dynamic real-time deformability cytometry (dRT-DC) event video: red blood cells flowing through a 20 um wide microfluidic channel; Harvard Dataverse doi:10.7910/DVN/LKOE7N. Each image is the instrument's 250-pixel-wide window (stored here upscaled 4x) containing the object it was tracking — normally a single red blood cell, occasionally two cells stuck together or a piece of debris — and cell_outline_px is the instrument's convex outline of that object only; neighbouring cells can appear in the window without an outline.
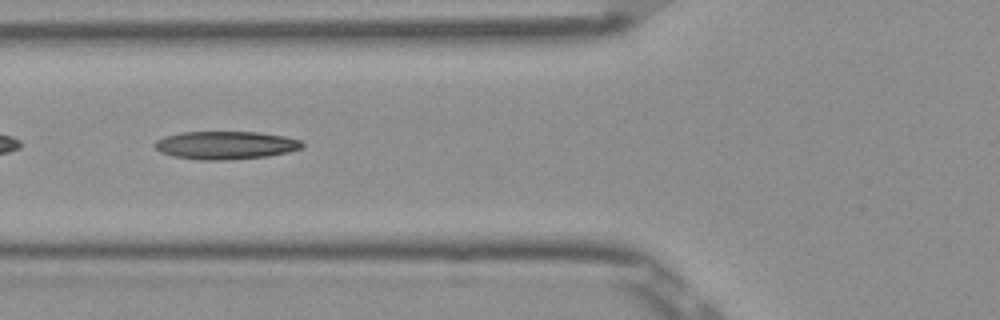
{"species": "Egyptian fruit bat (a non-hibernating species)", "species_latin": "Rousettus aegyptiacus", "temperature_condition": "room temperature", "stored_images_in_passage": 42, "camera_frame_rate_fps": 3000, "um_per_image_px": 0.085, "frame": {"image": 1, "passage_image": 10, "time_ms": 3.0, "image_size_px": [1000, 320], "cell_outline_px": [[304, 144], [300, 148], [288, 152], [268, 156], [224, 160], [200, 160], [172, 156], [160, 152], [152, 144], [156, 140], [164, 136], [180, 132], [256, 132], [284, 136], [300, 140]], "centroid_in_image_um": [19.12, 12.34], "position_along_channel_um": 106.7, "area_um2": 24.1}}
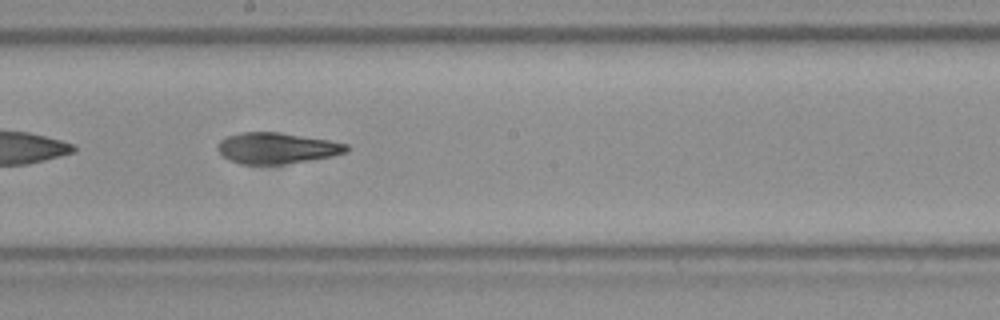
{"frame": {"image": 2, "passage_image": 19, "time_ms": 6.0, "image_size_px": [1000, 320], "cell_outline_px": [[348, 152], [332, 156], [284, 164], [240, 164], [228, 160], [216, 148], [220, 140], [228, 136], [240, 132], [280, 132], [328, 140], [348, 144]], "centroid_in_image_um": [23.51, 12.59], "position_along_channel_um": 224.7, "area_um2": 23.24}}
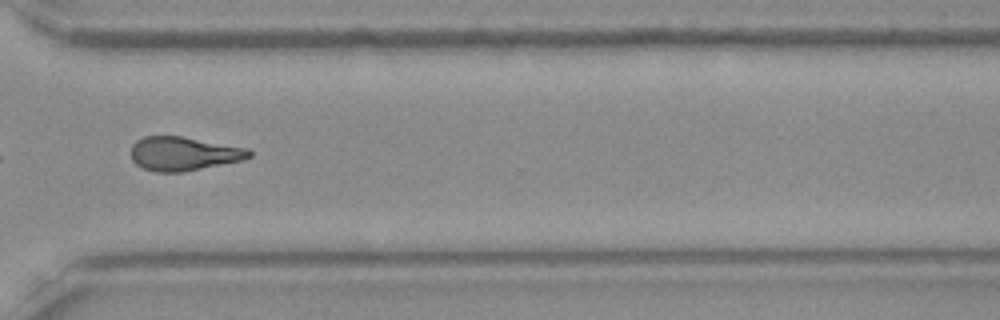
{"frame": {"image": 3, "passage_image": 29, "time_ms": 9.333, "image_size_px": [1000, 320], "cell_outline_px": [[252, 156], [244, 160], [180, 172], [156, 172], [144, 168], [136, 164], [132, 160], [132, 144], [136, 140], [144, 136], [184, 136], [248, 148], [252, 152]], "centroid_in_image_um": [15.62, 13.05], "position_along_channel_um": 355.0, "area_um2": 23.35}, "authors_computed_cell_mechanics": {"area_um2": 23.4379, "velocity_mm_per_s": 3.9186, "shape_relaxation_time_tau1_ms": 8.3855, "shape_relaxation_time_tau2_ms": 4.0828, "deformation_change_tau1": 0.2615, "deformation_change_tau2": 0.1481}}